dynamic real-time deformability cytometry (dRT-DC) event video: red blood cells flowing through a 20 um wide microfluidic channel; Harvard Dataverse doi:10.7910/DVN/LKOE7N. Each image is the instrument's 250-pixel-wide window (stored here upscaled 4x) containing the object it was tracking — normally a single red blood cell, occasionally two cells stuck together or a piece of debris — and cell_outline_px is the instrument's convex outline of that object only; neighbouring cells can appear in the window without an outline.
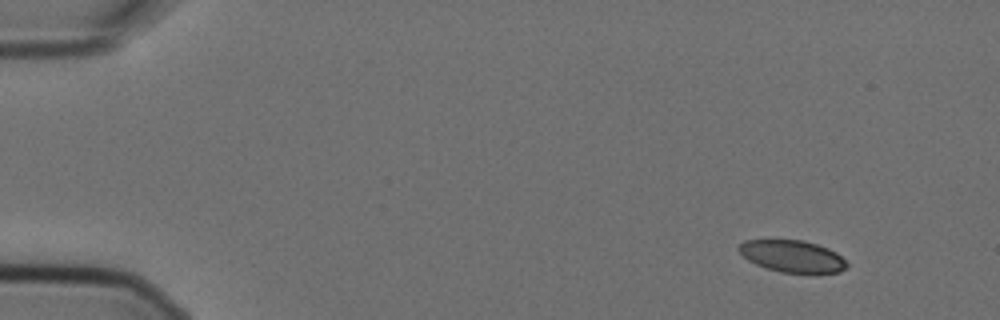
{"species": "Egyptian fruit bat (a non-hibernating species)", "species_latin": "Rousettus aegyptiacus", "temperature_condition": "cold", "stored_images_in_passage": 4, "camera_frame_rate_fps": 3000, "um_per_image_px": 0.085, "animal": {"sex": "female"}, "frame": {"image": 1, "passage_image": 1, "time_ms": 0.0, "image_size_px": [1000, 320], "cell_outline_px": [[848, 268], [840, 272], [780, 272], [756, 264], [748, 260], [736, 248], [744, 240], [804, 240], [828, 248], [836, 252], [848, 264]], "centroid_in_image_um": [67.35, 21.77], "position_along_channel_um": 17.7, "area_um2": 19.88}}
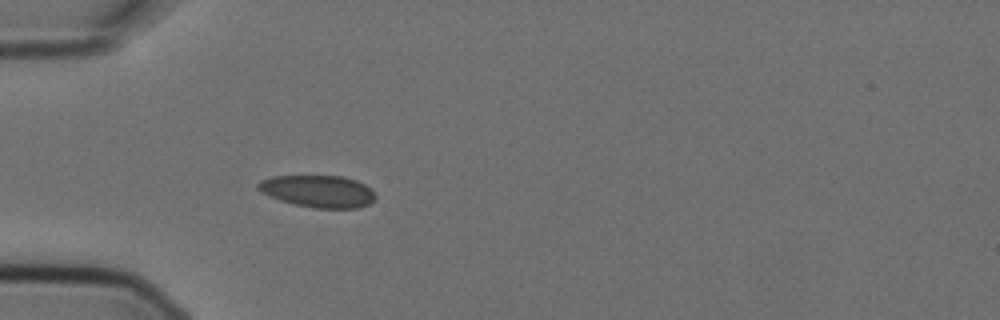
{"frame": {"image": 2, "passage_image": 4, "time_ms": 1.0, "image_size_px": [1000, 320], "cell_outline_px": [[376, 200], [360, 208], [312, 208], [292, 204], [268, 196], [260, 192], [256, 188], [256, 184], [260, 180], [272, 176], [340, 176], [356, 180], [372, 188], [376, 196]], "centroid_in_image_um": [27.03, 16.26], "position_along_channel_um": 58.0, "area_um2": 22.31}}